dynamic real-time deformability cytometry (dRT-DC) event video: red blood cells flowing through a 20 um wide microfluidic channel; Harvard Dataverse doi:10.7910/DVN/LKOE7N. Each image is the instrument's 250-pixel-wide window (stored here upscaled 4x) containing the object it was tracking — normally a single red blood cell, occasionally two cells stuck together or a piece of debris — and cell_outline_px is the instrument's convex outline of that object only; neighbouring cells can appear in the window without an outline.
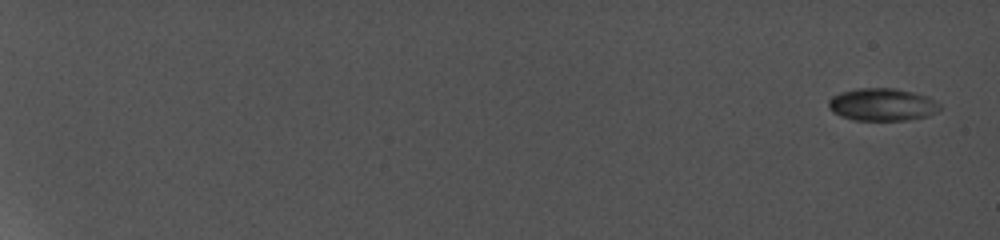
{"species": "common noctule bat (a hibernating species)", "species_latin": "Nyctalus noctula", "temperature_condition": "cold", "stored_images_in_passage": 12, "camera_frame_rate_fps": 5000, "um_per_image_px": 0.085, "animal": {"sex": "female", "body_mass_g": 19.0, "forearm_length_mm": 56.7}, "frame": {"image": 1, "passage_image": 1, "time_ms": 0.0, "image_size_px": [1000, 240], "cell_outline_px": [[940, 108], [936, 112], [928, 116], [908, 120], [852, 120], [840, 116], [832, 112], [828, 108], [828, 100], [832, 96], [840, 92], [856, 88], [892, 88], [912, 92], [928, 96], [936, 100], [940, 104]], "centroid_in_image_um": [74.96, 8.89], "position_along_channel_um": 10.0, "area_um2": 21.33}}
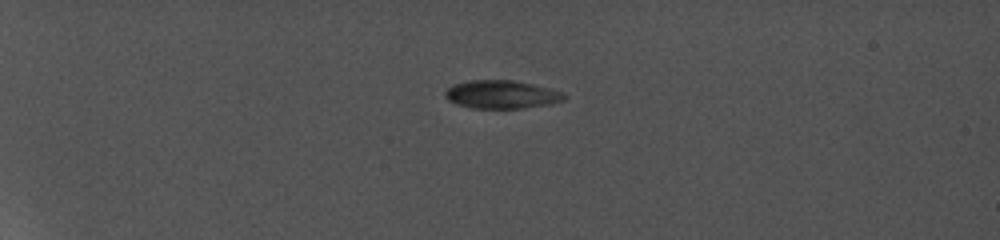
{"frame": {"image": 2, "passage_image": 7, "time_ms": 5.4, "image_size_px": [1000, 240], "cell_outline_px": [[568, 96], [564, 100], [552, 104], [520, 108], [472, 108], [456, 104], [448, 100], [444, 96], [444, 92], [452, 84], [468, 80], [512, 80], [552, 88], [564, 92]], "centroid_in_image_um": [42.65, 8.02], "position_along_channel_um": 42.3, "area_um2": 19.83}}
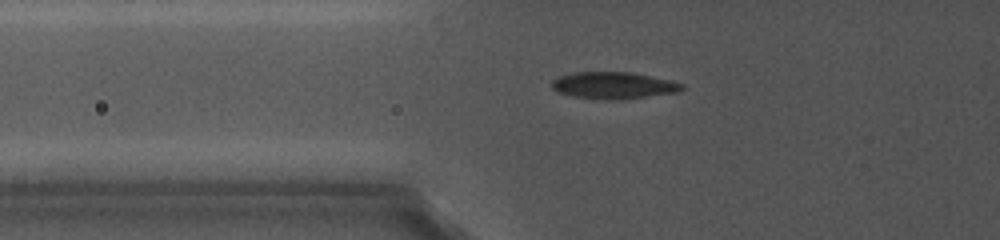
{"frame": {"image": 3, "passage_image": 10, "time_ms": 8.2, "image_size_px": [1000, 240], "cell_outline_px": [[684, 88], [676, 92], [640, 96], [576, 96], [560, 92], [552, 88], [552, 80], [560, 76], [572, 72], [632, 72], [672, 80], [684, 84]], "centroid_in_image_um": [52.17, 7.17], "position_along_channel_um": 73.6, "area_um2": 18.9}}